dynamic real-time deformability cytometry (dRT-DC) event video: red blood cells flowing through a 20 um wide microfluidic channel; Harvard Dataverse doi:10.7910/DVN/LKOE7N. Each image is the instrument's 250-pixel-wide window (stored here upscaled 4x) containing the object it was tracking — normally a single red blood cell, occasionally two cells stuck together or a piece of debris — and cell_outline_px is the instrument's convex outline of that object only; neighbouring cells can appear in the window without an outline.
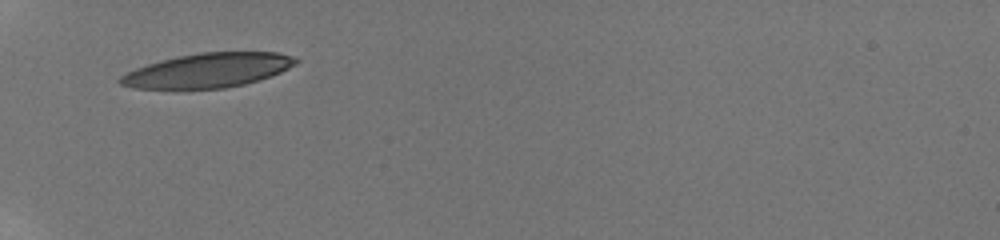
{"species": "human", "species_latin": "Homo sapiens", "temperature_condition": "room temperature", "stored_images_in_passage": 2, "camera_frame_rate_fps": 3000, "um_per_image_px": 0.085, "donor": {"sex": "male"}, "frame": {"image": 1, "passage_image": 1, "time_ms": 0.0, "image_size_px": [1000, 240], "cell_outline_px": [[300, 60], [296, 64], [272, 76], [260, 80], [244, 84], [224, 88], [132, 88], [120, 84], [116, 80], [120, 76], [136, 68], [160, 60], [176, 56], [200, 52], [276, 52], [292, 56]], "centroid_in_image_um": [17.68, 5.97], "position_along_channel_um": 67.3, "area_um2": 35.03}}